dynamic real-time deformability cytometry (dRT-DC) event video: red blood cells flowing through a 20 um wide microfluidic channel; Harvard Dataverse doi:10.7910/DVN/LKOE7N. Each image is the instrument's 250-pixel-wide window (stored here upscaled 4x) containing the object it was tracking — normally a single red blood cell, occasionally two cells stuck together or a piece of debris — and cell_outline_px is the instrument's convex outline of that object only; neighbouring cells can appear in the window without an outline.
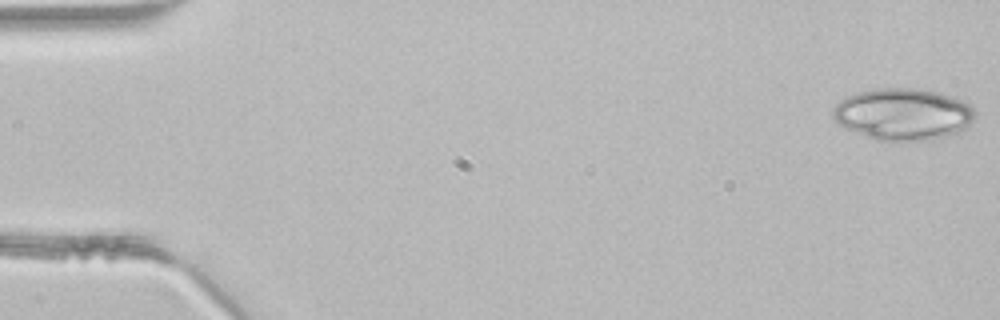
{"species": "common noctule bat (a hibernating species)", "species_latin": "Nyctalus noctula", "temperature_condition": "room temperature", "stored_images_in_passage": 10, "camera_frame_rate_fps": 3000, "um_per_image_px": 0.085, "animal": {"sex": "male", "body_mass_g": 21.5, "forearm_length_mm": 52.0}, "frame": {"image": 1, "passage_image": 1, "time_ms": 0.0, "image_size_px": [1000, 320], "cell_outline_px": [[976, 112], [968, 128], [952, 136], [924, 140], [872, 140], [844, 128], [832, 116], [832, 108], [840, 100], [856, 92], [876, 88], [920, 88], [940, 92], [956, 96], [972, 104]], "centroid_in_image_um": [76.8, 9.7], "position_along_channel_um": 8.2, "area_um2": 43.75}}